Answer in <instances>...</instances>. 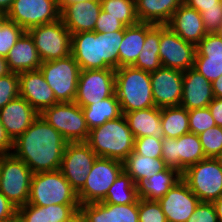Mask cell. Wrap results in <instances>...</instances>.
<instances>
[{"instance_id":"1","label":"cell","mask_w":222,"mask_h":222,"mask_svg":"<svg viewBox=\"0 0 222 222\" xmlns=\"http://www.w3.org/2000/svg\"><path fill=\"white\" fill-rule=\"evenodd\" d=\"M67 141L39 115L13 142L12 154L24 161L33 174L61 168Z\"/></svg>"},{"instance_id":"2","label":"cell","mask_w":222,"mask_h":222,"mask_svg":"<svg viewBox=\"0 0 222 222\" xmlns=\"http://www.w3.org/2000/svg\"><path fill=\"white\" fill-rule=\"evenodd\" d=\"M124 30L72 34L71 55L81 70L118 69Z\"/></svg>"},{"instance_id":"3","label":"cell","mask_w":222,"mask_h":222,"mask_svg":"<svg viewBox=\"0 0 222 222\" xmlns=\"http://www.w3.org/2000/svg\"><path fill=\"white\" fill-rule=\"evenodd\" d=\"M86 143L98 157L123 162L134 150L135 137L122 115L90 130Z\"/></svg>"},{"instance_id":"4","label":"cell","mask_w":222,"mask_h":222,"mask_svg":"<svg viewBox=\"0 0 222 222\" xmlns=\"http://www.w3.org/2000/svg\"><path fill=\"white\" fill-rule=\"evenodd\" d=\"M116 95L122 113L154 107L150 72L133 66L115 69Z\"/></svg>"},{"instance_id":"5","label":"cell","mask_w":222,"mask_h":222,"mask_svg":"<svg viewBox=\"0 0 222 222\" xmlns=\"http://www.w3.org/2000/svg\"><path fill=\"white\" fill-rule=\"evenodd\" d=\"M28 204L49 206L80 203L77 192L59 169L32 175Z\"/></svg>"},{"instance_id":"6","label":"cell","mask_w":222,"mask_h":222,"mask_svg":"<svg viewBox=\"0 0 222 222\" xmlns=\"http://www.w3.org/2000/svg\"><path fill=\"white\" fill-rule=\"evenodd\" d=\"M32 171L13 154L0 155V192L18 209L28 203Z\"/></svg>"},{"instance_id":"7","label":"cell","mask_w":222,"mask_h":222,"mask_svg":"<svg viewBox=\"0 0 222 222\" xmlns=\"http://www.w3.org/2000/svg\"><path fill=\"white\" fill-rule=\"evenodd\" d=\"M57 130L67 142H86L89 128L82 107L75 102L57 103L39 114Z\"/></svg>"},{"instance_id":"8","label":"cell","mask_w":222,"mask_h":222,"mask_svg":"<svg viewBox=\"0 0 222 222\" xmlns=\"http://www.w3.org/2000/svg\"><path fill=\"white\" fill-rule=\"evenodd\" d=\"M182 179L200 202H214L222 196V166L216 158H205L189 166Z\"/></svg>"},{"instance_id":"9","label":"cell","mask_w":222,"mask_h":222,"mask_svg":"<svg viewBox=\"0 0 222 222\" xmlns=\"http://www.w3.org/2000/svg\"><path fill=\"white\" fill-rule=\"evenodd\" d=\"M39 69L59 103L74 102L81 69L72 55L42 62Z\"/></svg>"},{"instance_id":"10","label":"cell","mask_w":222,"mask_h":222,"mask_svg":"<svg viewBox=\"0 0 222 222\" xmlns=\"http://www.w3.org/2000/svg\"><path fill=\"white\" fill-rule=\"evenodd\" d=\"M42 62L71 55L72 34L60 19L27 30Z\"/></svg>"},{"instance_id":"11","label":"cell","mask_w":222,"mask_h":222,"mask_svg":"<svg viewBox=\"0 0 222 222\" xmlns=\"http://www.w3.org/2000/svg\"><path fill=\"white\" fill-rule=\"evenodd\" d=\"M123 171V162L98 157L83 188L77 193L80 205L102 202L108 189Z\"/></svg>"},{"instance_id":"12","label":"cell","mask_w":222,"mask_h":222,"mask_svg":"<svg viewBox=\"0 0 222 222\" xmlns=\"http://www.w3.org/2000/svg\"><path fill=\"white\" fill-rule=\"evenodd\" d=\"M205 158L199 136L194 133L189 132L177 139H162V159L168 167L180 173Z\"/></svg>"},{"instance_id":"13","label":"cell","mask_w":222,"mask_h":222,"mask_svg":"<svg viewBox=\"0 0 222 222\" xmlns=\"http://www.w3.org/2000/svg\"><path fill=\"white\" fill-rule=\"evenodd\" d=\"M5 17L25 31L60 19L57 0H13Z\"/></svg>"},{"instance_id":"14","label":"cell","mask_w":222,"mask_h":222,"mask_svg":"<svg viewBox=\"0 0 222 222\" xmlns=\"http://www.w3.org/2000/svg\"><path fill=\"white\" fill-rule=\"evenodd\" d=\"M115 91V69L81 70L74 102L85 107L113 96Z\"/></svg>"},{"instance_id":"15","label":"cell","mask_w":222,"mask_h":222,"mask_svg":"<svg viewBox=\"0 0 222 222\" xmlns=\"http://www.w3.org/2000/svg\"><path fill=\"white\" fill-rule=\"evenodd\" d=\"M97 158L86 142H67L60 170L77 193L83 188Z\"/></svg>"},{"instance_id":"16","label":"cell","mask_w":222,"mask_h":222,"mask_svg":"<svg viewBox=\"0 0 222 222\" xmlns=\"http://www.w3.org/2000/svg\"><path fill=\"white\" fill-rule=\"evenodd\" d=\"M196 46L184 41L167 25H160L159 59L162 67L187 71L194 66Z\"/></svg>"},{"instance_id":"17","label":"cell","mask_w":222,"mask_h":222,"mask_svg":"<svg viewBox=\"0 0 222 222\" xmlns=\"http://www.w3.org/2000/svg\"><path fill=\"white\" fill-rule=\"evenodd\" d=\"M153 100L158 108L180 106L183 72L161 67L150 73Z\"/></svg>"},{"instance_id":"18","label":"cell","mask_w":222,"mask_h":222,"mask_svg":"<svg viewBox=\"0 0 222 222\" xmlns=\"http://www.w3.org/2000/svg\"><path fill=\"white\" fill-rule=\"evenodd\" d=\"M158 202L168 222H187L200 200L181 179Z\"/></svg>"},{"instance_id":"19","label":"cell","mask_w":222,"mask_h":222,"mask_svg":"<svg viewBox=\"0 0 222 222\" xmlns=\"http://www.w3.org/2000/svg\"><path fill=\"white\" fill-rule=\"evenodd\" d=\"M193 68L211 83L222 75V34H206L196 45Z\"/></svg>"},{"instance_id":"20","label":"cell","mask_w":222,"mask_h":222,"mask_svg":"<svg viewBox=\"0 0 222 222\" xmlns=\"http://www.w3.org/2000/svg\"><path fill=\"white\" fill-rule=\"evenodd\" d=\"M18 77L20 97L24 98L39 114L59 103L40 69L19 73Z\"/></svg>"},{"instance_id":"21","label":"cell","mask_w":222,"mask_h":222,"mask_svg":"<svg viewBox=\"0 0 222 222\" xmlns=\"http://www.w3.org/2000/svg\"><path fill=\"white\" fill-rule=\"evenodd\" d=\"M79 214L85 222H139L138 200L131 204H82Z\"/></svg>"},{"instance_id":"22","label":"cell","mask_w":222,"mask_h":222,"mask_svg":"<svg viewBox=\"0 0 222 222\" xmlns=\"http://www.w3.org/2000/svg\"><path fill=\"white\" fill-rule=\"evenodd\" d=\"M38 116L39 113L20 96L0 109L1 122L13 142L30 127Z\"/></svg>"},{"instance_id":"23","label":"cell","mask_w":222,"mask_h":222,"mask_svg":"<svg viewBox=\"0 0 222 222\" xmlns=\"http://www.w3.org/2000/svg\"><path fill=\"white\" fill-rule=\"evenodd\" d=\"M101 10L100 0L79 2L64 7L60 18L71 34L93 32Z\"/></svg>"},{"instance_id":"24","label":"cell","mask_w":222,"mask_h":222,"mask_svg":"<svg viewBox=\"0 0 222 222\" xmlns=\"http://www.w3.org/2000/svg\"><path fill=\"white\" fill-rule=\"evenodd\" d=\"M214 99L212 84L193 67L183 71V92L180 106L188 111L208 107Z\"/></svg>"},{"instance_id":"25","label":"cell","mask_w":222,"mask_h":222,"mask_svg":"<svg viewBox=\"0 0 222 222\" xmlns=\"http://www.w3.org/2000/svg\"><path fill=\"white\" fill-rule=\"evenodd\" d=\"M166 25L184 41L190 42L195 46L207 34L201 13L185 3L175 10Z\"/></svg>"},{"instance_id":"26","label":"cell","mask_w":222,"mask_h":222,"mask_svg":"<svg viewBox=\"0 0 222 222\" xmlns=\"http://www.w3.org/2000/svg\"><path fill=\"white\" fill-rule=\"evenodd\" d=\"M80 204L35 206L26 204L17 209L20 222H71L79 215Z\"/></svg>"},{"instance_id":"27","label":"cell","mask_w":222,"mask_h":222,"mask_svg":"<svg viewBox=\"0 0 222 222\" xmlns=\"http://www.w3.org/2000/svg\"><path fill=\"white\" fill-rule=\"evenodd\" d=\"M10 72L38 70L42 64L31 35L25 31L6 57Z\"/></svg>"},{"instance_id":"28","label":"cell","mask_w":222,"mask_h":222,"mask_svg":"<svg viewBox=\"0 0 222 222\" xmlns=\"http://www.w3.org/2000/svg\"><path fill=\"white\" fill-rule=\"evenodd\" d=\"M123 115L135 139L146 136H153L156 139L164 138L161 125V108L154 106L123 113Z\"/></svg>"},{"instance_id":"29","label":"cell","mask_w":222,"mask_h":222,"mask_svg":"<svg viewBox=\"0 0 222 222\" xmlns=\"http://www.w3.org/2000/svg\"><path fill=\"white\" fill-rule=\"evenodd\" d=\"M154 24L138 22L124 29V36L119 46V67L132 66L144 45L146 34L154 27Z\"/></svg>"},{"instance_id":"30","label":"cell","mask_w":222,"mask_h":222,"mask_svg":"<svg viewBox=\"0 0 222 222\" xmlns=\"http://www.w3.org/2000/svg\"><path fill=\"white\" fill-rule=\"evenodd\" d=\"M181 179L182 173L167 167L136 185L138 198L158 201Z\"/></svg>"},{"instance_id":"31","label":"cell","mask_w":222,"mask_h":222,"mask_svg":"<svg viewBox=\"0 0 222 222\" xmlns=\"http://www.w3.org/2000/svg\"><path fill=\"white\" fill-rule=\"evenodd\" d=\"M184 0H135L139 22L166 25Z\"/></svg>"},{"instance_id":"32","label":"cell","mask_w":222,"mask_h":222,"mask_svg":"<svg viewBox=\"0 0 222 222\" xmlns=\"http://www.w3.org/2000/svg\"><path fill=\"white\" fill-rule=\"evenodd\" d=\"M167 167L162 158L146 157L134 150L123 161V170L131 176L136 185Z\"/></svg>"},{"instance_id":"33","label":"cell","mask_w":222,"mask_h":222,"mask_svg":"<svg viewBox=\"0 0 222 222\" xmlns=\"http://www.w3.org/2000/svg\"><path fill=\"white\" fill-rule=\"evenodd\" d=\"M82 111L89 130L123 115L116 93L102 101L82 107Z\"/></svg>"},{"instance_id":"34","label":"cell","mask_w":222,"mask_h":222,"mask_svg":"<svg viewBox=\"0 0 222 222\" xmlns=\"http://www.w3.org/2000/svg\"><path fill=\"white\" fill-rule=\"evenodd\" d=\"M161 125L165 138L177 139L189 133L188 110L182 106L161 108Z\"/></svg>"},{"instance_id":"35","label":"cell","mask_w":222,"mask_h":222,"mask_svg":"<svg viewBox=\"0 0 222 222\" xmlns=\"http://www.w3.org/2000/svg\"><path fill=\"white\" fill-rule=\"evenodd\" d=\"M160 25H155L147 34L142 51L136 62L132 65L143 71L153 72L161 68L159 59Z\"/></svg>"},{"instance_id":"36","label":"cell","mask_w":222,"mask_h":222,"mask_svg":"<svg viewBox=\"0 0 222 222\" xmlns=\"http://www.w3.org/2000/svg\"><path fill=\"white\" fill-rule=\"evenodd\" d=\"M137 186L124 170L120 173L102 202L107 204H131L138 200Z\"/></svg>"},{"instance_id":"37","label":"cell","mask_w":222,"mask_h":222,"mask_svg":"<svg viewBox=\"0 0 222 222\" xmlns=\"http://www.w3.org/2000/svg\"><path fill=\"white\" fill-rule=\"evenodd\" d=\"M102 10L121 21L126 27L139 22L135 0H100Z\"/></svg>"},{"instance_id":"38","label":"cell","mask_w":222,"mask_h":222,"mask_svg":"<svg viewBox=\"0 0 222 222\" xmlns=\"http://www.w3.org/2000/svg\"><path fill=\"white\" fill-rule=\"evenodd\" d=\"M24 32L18 24L4 17L0 22V56L7 57Z\"/></svg>"},{"instance_id":"39","label":"cell","mask_w":222,"mask_h":222,"mask_svg":"<svg viewBox=\"0 0 222 222\" xmlns=\"http://www.w3.org/2000/svg\"><path fill=\"white\" fill-rule=\"evenodd\" d=\"M198 136L206 158H216L222 151V127L214 126Z\"/></svg>"},{"instance_id":"40","label":"cell","mask_w":222,"mask_h":222,"mask_svg":"<svg viewBox=\"0 0 222 222\" xmlns=\"http://www.w3.org/2000/svg\"><path fill=\"white\" fill-rule=\"evenodd\" d=\"M139 222H168L161 205L156 200L138 199Z\"/></svg>"},{"instance_id":"41","label":"cell","mask_w":222,"mask_h":222,"mask_svg":"<svg viewBox=\"0 0 222 222\" xmlns=\"http://www.w3.org/2000/svg\"><path fill=\"white\" fill-rule=\"evenodd\" d=\"M190 133H200L216 126L208 107L188 111Z\"/></svg>"},{"instance_id":"42","label":"cell","mask_w":222,"mask_h":222,"mask_svg":"<svg viewBox=\"0 0 222 222\" xmlns=\"http://www.w3.org/2000/svg\"><path fill=\"white\" fill-rule=\"evenodd\" d=\"M20 96L18 73L10 72L0 77V109Z\"/></svg>"},{"instance_id":"43","label":"cell","mask_w":222,"mask_h":222,"mask_svg":"<svg viewBox=\"0 0 222 222\" xmlns=\"http://www.w3.org/2000/svg\"><path fill=\"white\" fill-rule=\"evenodd\" d=\"M134 151L146 157L162 158V139L153 136L136 138Z\"/></svg>"},{"instance_id":"44","label":"cell","mask_w":222,"mask_h":222,"mask_svg":"<svg viewBox=\"0 0 222 222\" xmlns=\"http://www.w3.org/2000/svg\"><path fill=\"white\" fill-rule=\"evenodd\" d=\"M187 222H218L213 202H199Z\"/></svg>"},{"instance_id":"45","label":"cell","mask_w":222,"mask_h":222,"mask_svg":"<svg viewBox=\"0 0 222 222\" xmlns=\"http://www.w3.org/2000/svg\"><path fill=\"white\" fill-rule=\"evenodd\" d=\"M125 25L111 14L101 10L96 21L94 32L107 33L125 29Z\"/></svg>"},{"instance_id":"46","label":"cell","mask_w":222,"mask_h":222,"mask_svg":"<svg viewBox=\"0 0 222 222\" xmlns=\"http://www.w3.org/2000/svg\"><path fill=\"white\" fill-rule=\"evenodd\" d=\"M201 17L207 34L222 32V9L203 10Z\"/></svg>"},{"instance_id":"47","label":"cell","mask_w":222,"mask_h":222,"mask_svg":"<svg viewBox=\"0 0 222 222\" xmlns=\"http://www.w3.org/2000/svg\"><path fill=\"white\" fill-rule=\"evenodd\" d=\"M17 216V208L0 192V222L9 221Z\"/></svg>"},{"instance_id":"48","label":"cell","mask_w":222,"mask_h":222,"mask_svg":"<svg viewBox=\"0 0 222 222\" xmlns=\"http://www.w3.org/2000/svg\"><path fill=\"white\" fill-rule=\"evenodd\" d=\"M184 3L199 13L203 10L222 9L221 0H184Z\"/></svg>"},{"instance_id":"49","label":"cell","mask_w":222,"mask_h":222,"mask_svg":"<svg viewBox=\"0 0 222 222\" xmlns=\"http://www.w3.org/2000/svg\"><path fill=\"white\" fill-rule=\"evenodd\" d=\"M13 141L8 136L0 119V155L12 154Z\"/></svg>"},{"instance_id":"50","label":"cell","mask_w":222,"mask_h":222,"mask_svg":"<svg viewBox=\"0 0 222 222\" xmlns=\"http://www.w3.org/2000/svg\"><path fill=\"white\" fill-rule=\"evenodd\" d=\"M208 109L211 112L216 126L222 127V98L214 97L208 105Z\"/></svg>"},{"instance_id":"51","label":"cell","mask_w":222,"mask_h":222,"mask_svg":"<svg viewBox=\"0 0 222 222\" xmlns=\"http://www.w3.org/2000/svg\"><path fill=\"white\" fill-rule=\"evenodd\" d=\"M211 84L214 97L222 98V75Z\"/></svg>"},{"instance_id":"52","label":"cell","mask_w":222,"mask_h":222,"mask_svg":"<svg viewBox=\"0 0 222 222\" xmlns=\"http://www.w3.org/2000/svg\"><path fill=\"white\" fill-rule=\"evenodd\" d=\"M10 73L6 57L0 56V77Z\"/></svg>"},{"instance_id":"53","label":"cell","mask_w":222,"mask_h":222,"mask_svg":"<svg viewBox=\"0 0 222 222\" xmlns=\"http://www.w3.org/2000/svg\"><path fill=\"white\" fill-rule=\"evenodd\" d=\"M86 1H93V0H57L58 8L61 11L64 7L71 5V4H76L79 2H86Z\"/></svg>"},{"instance_id":"54","label":"cell","mask_w":222,"mask_h":222,"mask_svg":"<svg viewBox=\"0 0 222 222\" xmlns=\"http://www.w3.org/2000/svg\"><path fill=\"white\" fill-rule=\"evenodd\" d=\"M213 204L216 209L218 222H222V196L219 199L215 200Z\"/></svg>"},{"instance_id":"55","label":"cell","mask_w":222,"mask_h":222,"mask_svg":"<svg viewBox=\"0 0 222 222\" xmlns=\"http://www.w3.org/2000/svg\"><path fill=\"white\" fill-rule=\"evenodd\" d=\"M13 0H0V11L3 14H7L12 6Z\"/></svg>"},{"instance_id":"56","label":"cell","mask_w":222,"mask_h":222,"mask_svg":"<svg viewBox=\"0 0 222 222\" xmlns=\"http://www.w3.org/2000/svg\"><path fill=\"white\" fill-rule=\"evenodd\" d=\"M71 222H85V220L79 214Z\"/></svg>"},{"instance_id":"57","label":"cell","mask_w":222,"mask_h":222,"mask_svg":"<svg viewBox=\"0 0 222 222\" xmlns=\"http://www.w3.org/2000/svg\"><path fill=\"white\" fill-rule=\"evenodd\" d=\"M216 159L218 160V162L221 164L222 166V151L219 153V155L216 157Z\"/></svg>"},{"instance_id":"58","label":"cell","mask_w":222,"mask_h":222,"mask_svg":"<svg viewBox=\"0 0 222 222\" xmlns=\"http://www.w3.org/2000/svg\"><path fill=\"white\" fill-rule=\"evenodd\" d=\"M6 222H20L18 216H16L15 218L9 220V221H6Z\"/></svg>"},{"instance_id":"59","label":"cell","mask_w":222,"mask_h":222,"mask_svg":"<svg viewBox=\"0 0 222 222\" xmlns=\"http://www.w3.org/2000/svg\"><path fill=\"white\" fill-rule=\"evenodd\" d=\"M5 17V14H3L1 11H0V22L4 19Z\"/></svg>"}]
</instances>
